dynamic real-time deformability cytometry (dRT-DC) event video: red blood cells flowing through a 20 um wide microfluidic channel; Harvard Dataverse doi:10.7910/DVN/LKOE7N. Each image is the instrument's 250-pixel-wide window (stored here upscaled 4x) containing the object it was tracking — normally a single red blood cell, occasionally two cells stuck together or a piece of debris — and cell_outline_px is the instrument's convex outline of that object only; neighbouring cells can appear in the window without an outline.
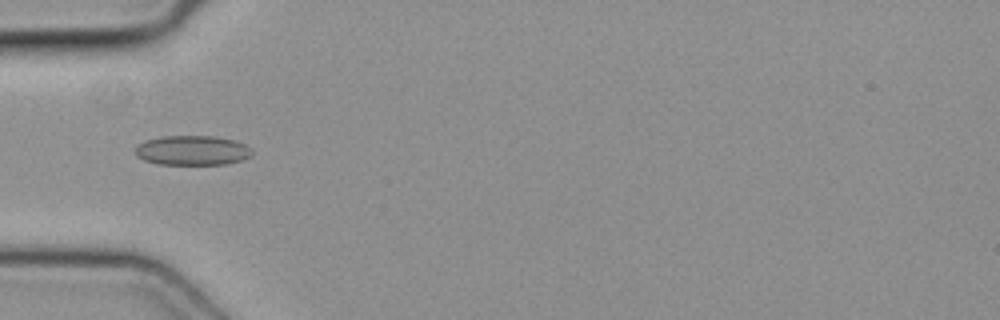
{"species": "common noctule bat (a hibernating species)", "species_latin": "Nyctalus noctula", "temperature_condition": "cold", "stored_images_in_passage": 50, "camera_frame_rate_fps": 3000, "um_per_image_px": 0.085, "animal": {"sex": "female", "body_mass_g": 19.3, "forearm_length_mm": 54.1}, "frame": {"image": 1, "passage_image": 17, "time_ms": 5.333, "image_size_px": [1000, 320], "cell_outline_px": [[252, 156], [228, 164], [160, 164], [144, 160], [136, 156], [136, 144], [144, 140], [160, 136], [212, 136], [232, 140], [244, 144], [252, 148]], "centroid_in_image_um": [16.32, 12.78], "position_along_channel_um": 68.7, "area_um2": 20.23}}
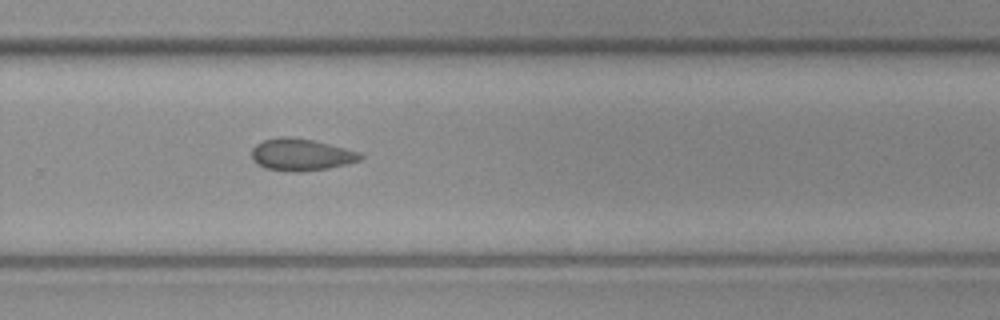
{"frame": {"image": 2, "passage_image": 34, "time_ms": 11.0, "image_size_px": [1000, 320], "cell_outline_px": [[364, 156], [360, 160], [328, 168], [300, 172], [292, 172], [264, 168], [256, 164], [252, 160], [252, 148], [256, 144], [264, 140], [280, 136], [284, 136], [312, 140], [360, 152]], "centroid_in_image_um": [25.55, 13.15], "position_along_channel_um": 304.3, "area_um2": 20.17}}
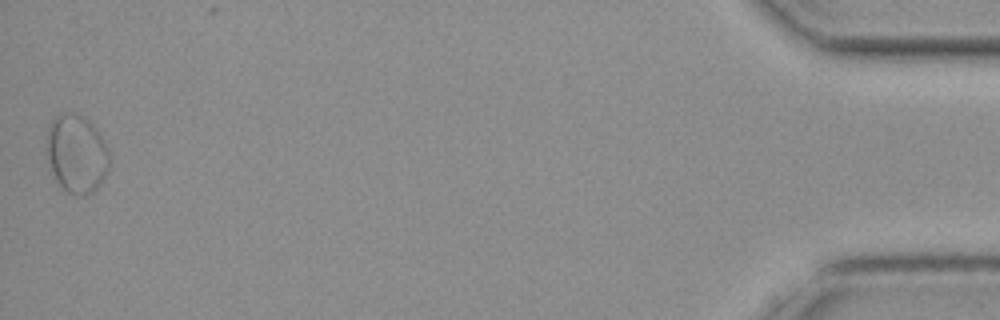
{"frame": {"image": 3, "passage_image": 50, "time_ms": 16.333, "image_size_px": [1000, 320], "cell_outline_px": [[108, 172], [96, 188], [92, 192], [84, 196], [68, 192], [56, 180], [52, 172], [44, 148], [44, 136], [48, 124], [56, 116], [64, 112], [72, 112], [84, 116], [92, 124], [104, 140], [108, 148]], "centroid_in_image_um": [6.46, 13.02], "position_along_channel_um": 428.7, "area_um2": 29.02}}